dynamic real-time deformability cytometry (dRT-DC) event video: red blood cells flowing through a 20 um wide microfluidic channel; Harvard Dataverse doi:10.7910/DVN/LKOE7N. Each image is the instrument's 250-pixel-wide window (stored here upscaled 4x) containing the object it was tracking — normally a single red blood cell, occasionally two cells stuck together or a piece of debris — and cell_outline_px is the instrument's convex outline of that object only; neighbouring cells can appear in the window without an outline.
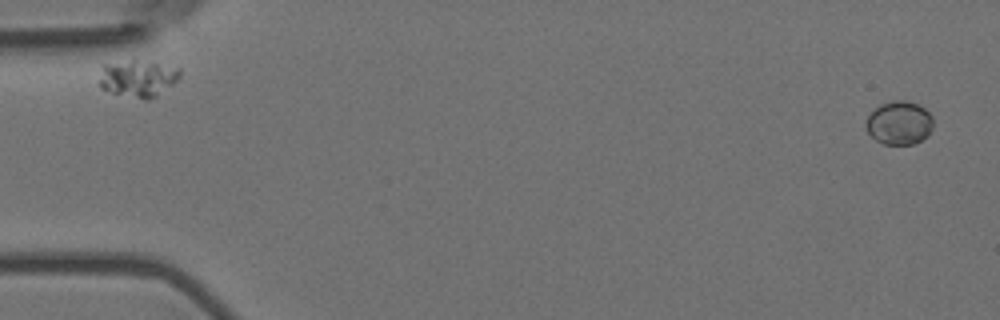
{"species": "Egyptian fruit bat (a non-hibernating species)", "species_latin": "Rousettus aegyptiacus", "temperature_condition": "room temperature", "stored_images_in_passage": 6, "camera_frame_rate_fps": 3000, "um_per_image_px": 0.085, "animal": {"sex": "female"}, "frame": {"image": 1, "passage_image": 1, "time_ms": 0.0, "image_size_px": [1000, 320], "cell_outline_px": [[932, 128], [920, 140], [912, 144], [884, 144], [876, 140], [868, 132], [864, 124], [868, 116], [880, 104], [892, 100], [908, 100], [924, 108], [932, 116]], "centroid_in_image_um": [76.4, 10.43], "position_along_channel_um": 8.6, "area_um2": 16.82}}
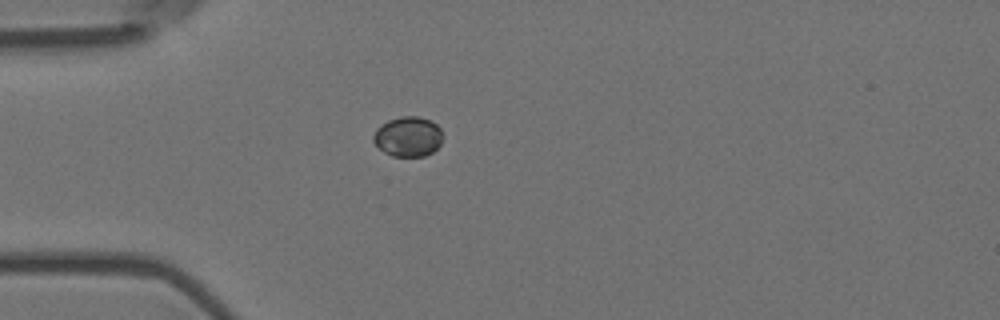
{"frame": {"image": 2, "passage_image": 5, "time_ms": 1.333, "image_size_px": [1000, 320], "cell_outline_px": [[444, 136], [440, 144], [432, 152], [424, 156], [392, 156], [384, 152], [372, 140], [372, 136], [376, 128], [388, 120], [400, 116], [416, 116], [428, 120], [436, 124], [440, 128]], "centroid_in_image_um": [34.68, 11.61], "position_along_channel_um": 50.3, "area_um2": 16.18}}